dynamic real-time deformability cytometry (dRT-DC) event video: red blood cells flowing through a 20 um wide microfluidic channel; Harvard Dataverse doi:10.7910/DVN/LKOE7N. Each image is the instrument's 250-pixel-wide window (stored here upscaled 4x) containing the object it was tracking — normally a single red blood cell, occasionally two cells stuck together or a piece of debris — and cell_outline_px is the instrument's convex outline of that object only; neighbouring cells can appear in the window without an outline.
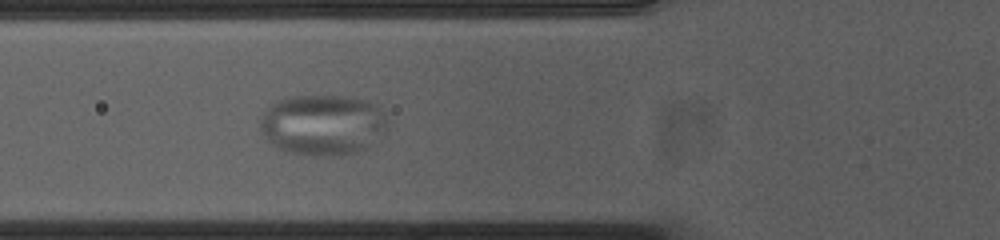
{"species": "common noctule bat (a hibernating species)", "species_latin": "Nyctalus noctula", "temperature_condition": "cold", "stored_images_in_passage": 47, "camera_frame_rate_fps": 3000, "um_per_image_px": 0.085, "animal": {"sex": "female", "body_mass_g": 23.0, "forearm_length_mm": 53.4}, "frame": {"image": 1, "passage_image": 9, "time_ms": 2.667, "image_size_px": [1000, 240], "cell_outline_px": [[392, 124], [388, 128], [364, 148], [352, 152], [332, 156], [312, 156], [292, 152], [276, 148], [268, 140], [260, 128], [256, 120], [260, 116], [284, 96], [348, 96], [364, 100], [376, 104], [380, 108]], "centroid_in_image_um": [27.43, 10.59], "position_along_channel_um": 98.4, "area_um2": 45.14}}
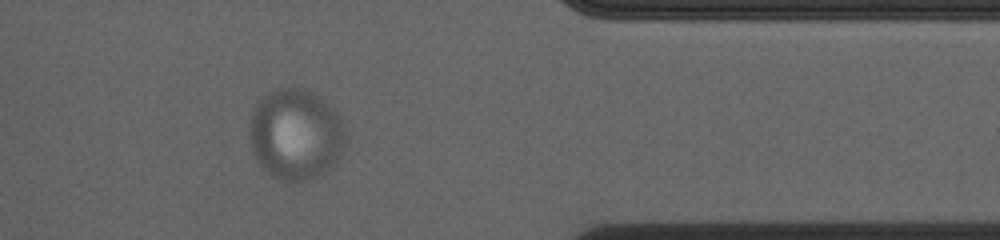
{"frame": {"image": 2, "passage_image": 36, "time_ms": 11.667, "image_size_px": [1000, 240], "cell_outline_px": [[348, 136], [340, 152], [320, 172], [304, 180], [292, 184], [280, 180], [272, 176], [256, 160], [252, 152], [248, 136], [248, 132], [252, 112], [256, 104], [268, 92], [276, 88], [304, 88], [316, 96], [340, 120]], "centroid_in_image_um": [25.03, 11.42], "position_along_channel_um": 386.4, "area_um2": 49.77}}
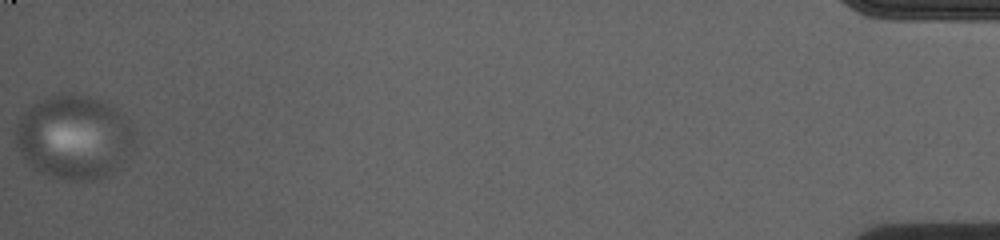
{"frame": {"image": 3, "passage_image": 47, "time_ms": 15.333, "image_size_px": [1000, 240], "cell_outline_px": [[132, 140], [128, 152], [120, 164], [100, 176], [80, 180], [64, 180], [52, 176], [28, 164], [16, 140], [16, 128], [20, 116], [28, 108], [52, 96], [80, 96], [96, 100], [108, 104], [116, 108], [128, 128], [132, 136]], "centroid_in_image_um": [6.21, 11.67], "position_along_channel_um": 429.0, "area_um2": 55.08}}